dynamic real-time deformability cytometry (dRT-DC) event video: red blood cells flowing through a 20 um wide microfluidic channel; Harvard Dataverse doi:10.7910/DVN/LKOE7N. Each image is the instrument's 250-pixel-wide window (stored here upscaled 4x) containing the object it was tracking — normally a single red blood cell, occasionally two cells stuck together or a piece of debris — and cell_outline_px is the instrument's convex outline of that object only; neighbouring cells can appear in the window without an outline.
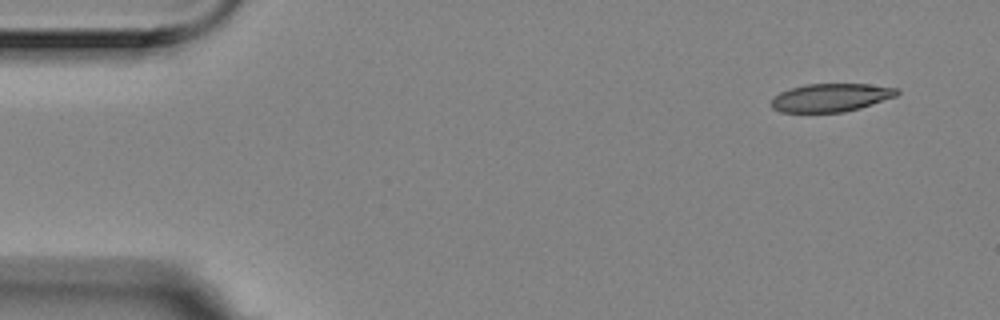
{"species": "Egyptian fruit bat (a non-hibernating species)", "species_latin": "Rousettus aegyptiacus", "temperature_condition": "room temperature", "stored_images_in_passage": 5, "camera_frame_rate_fps": 3000, "um_per_image_px": 0.085, "animal": {"sex": "female"}, "frame": {"image": 1, "passage_image": 1, "time_ms": 0.0, "image_size_px": [1000, 320], "cell_outline_px": [[900, 92], [896, 96], [860, 108], [844, 112], [780, 112], [772, 108], [772, 100], [780, 92], [804, 84], [868, 84], [896, 88]], "centroid_in_image_um": [70.63, 8.29], "position_along_channel_um": 14.4, "area_um2": 20.46}}
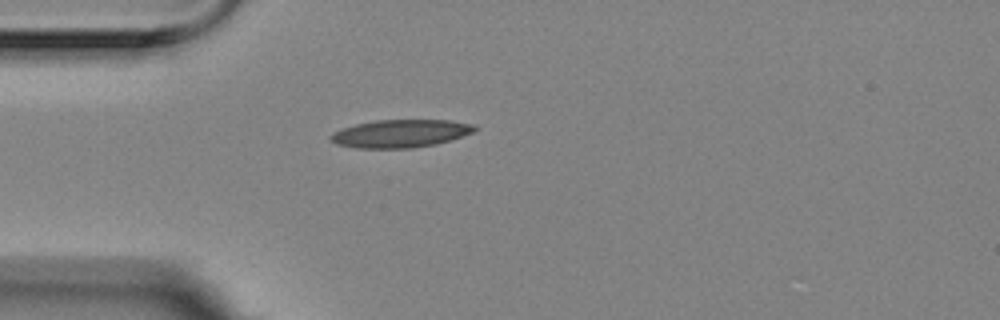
{"frame": {"image": 2, "passage_image": 4, "time_ms": 1.0, "image_size_px": [1000, 320], "cell_outline_px": [[476, 128], [472, 132], [436, 144], [412, 148], [356, 148], [336, 144], [328, 136], [332, 132], [356, 124], [376, 120], [452, 120], [476, 124]], "centroid_in_image_um": [34.02, 11.34], "position_along_channel_um": 51.0, "area_um2": 23.29}}